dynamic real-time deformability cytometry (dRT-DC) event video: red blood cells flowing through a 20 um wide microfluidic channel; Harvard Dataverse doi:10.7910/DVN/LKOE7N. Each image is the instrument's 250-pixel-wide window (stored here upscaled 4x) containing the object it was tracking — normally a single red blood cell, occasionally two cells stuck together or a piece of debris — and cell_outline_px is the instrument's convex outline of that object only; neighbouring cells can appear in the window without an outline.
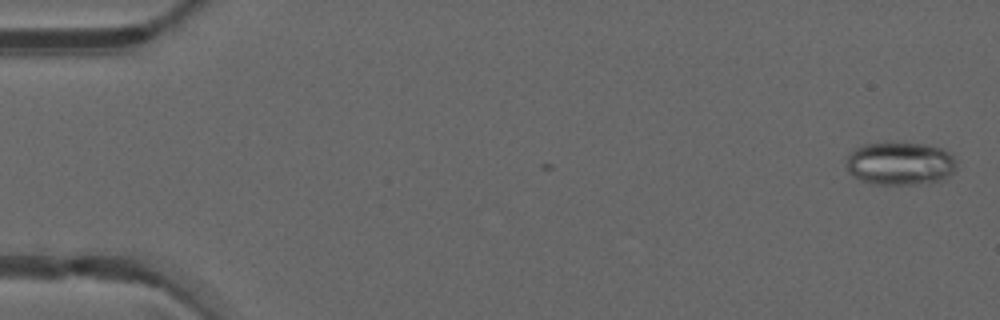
{"species": "common noctule bat (a hibernating species)", "species_latin": "Nyctalus noctula", "temperature_condition": "warm", "stored_images_in_passage": 3, "camera_frame_rate_fps": 3000, "um_per_image_px": 0.085, "animal": {"sex": "male", "forearm_length_mm": 52.5}, "frame": {"image": 1, "passage_image": 1, "time_ms": 0.0, "image_size_px": [1000, 320], "cell_outline_px": [[956, 168], [944, 180], [916, 184], [876, 184], [860, 180], [848, 172], [848, 156], [856, 148], [864, 144], [924, 144], [940, 148], [948, 152], [952, 156], [956, 164]], "centroid_in_image_um": [76.53, 13.92], "position_along_channel_um": 8.5, "area_um2": 27.11}}